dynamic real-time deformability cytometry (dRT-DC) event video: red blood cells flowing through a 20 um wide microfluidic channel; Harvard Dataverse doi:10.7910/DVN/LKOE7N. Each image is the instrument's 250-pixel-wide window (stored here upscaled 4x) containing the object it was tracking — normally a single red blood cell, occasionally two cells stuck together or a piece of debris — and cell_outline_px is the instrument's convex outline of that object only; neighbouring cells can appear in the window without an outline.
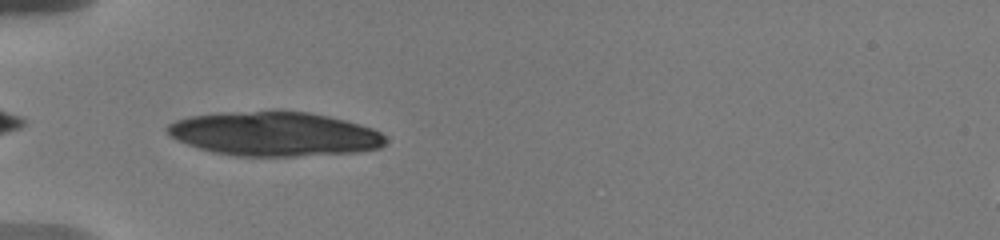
{"species": "human", "species_latin": "Homo sapiens", "temperature_condition": "warm", "stored_images_in_passage": 38, "camera_frame_rate_fps": 3000, "um_per_image_px": 0.085, "donor": {"sex": "male"}, "frame": {"image": 1, "passage_image": 1, "time_ms": 0.0, "image_size_px": [1000, 240], "cell_outline_px": [[384, 144], [380, 148], [360, 152], [296, 156], [236, 156], [212, 152], [176, 140], [164, 128], [168, 124], [176, 120], [192, 116], [256, 112], [308, 112], [344, 120], [372, 128], [380, 132], [384, 136]], "centroid_in_image_um": [23.35, 11.42], "position_along_channel_um": 61.6, "area_um2": 55.26}}
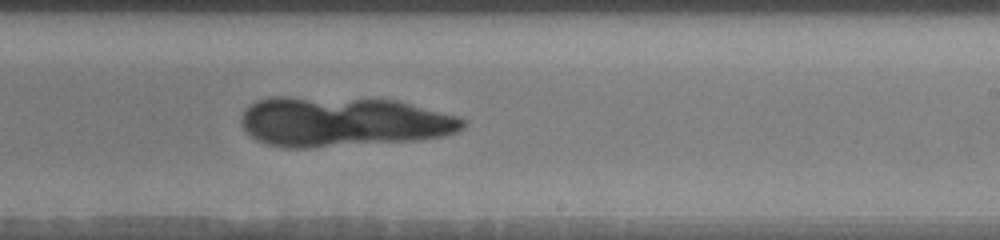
{"frame": {"image": 2, "passage_image": 17, "time_ms": 5.667, "image_size_px": [1000, 240], "cell_outline_px": [[468, 120], [464, 128], [456, 132], [444, 136], [420, 140], [312, 148], [284, 148], [268, 144], [256, 140], [244, 128], [244, 112], [252, 104], [260, 100], [272, 96], [284, 96], [396, 100], [456, 116]], "centroid_in_image_um": [29.2, 10.36], "position_along_channel_um": 259.8, "area_um2": 64.45}}
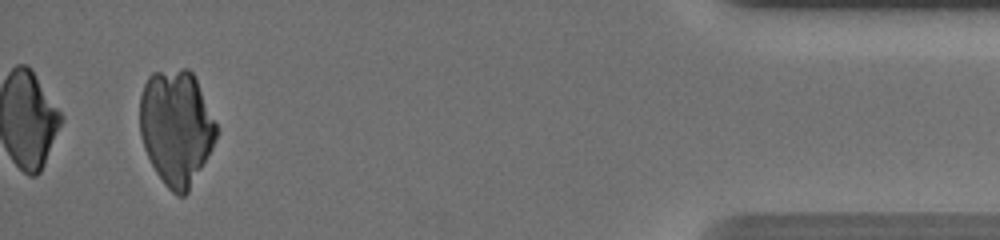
{"frame": {"image": 3, "passage_image": 35, "time_ms": 11.667, "image_size_px": [1000, 240], "cell_outline_px": [[216, 136], [212, 148], [188, 192], [184, 196], [176, 196], [164, 184], [156, 172], [144, 148], [140, 136], [140, 96], [144, 84], [148, 76], [152, 72], [180, 68], [188, 68], [192, 72], [196, 80], [216, 124]], "centroid_in_image_um": [14.95, 10.82], "position_along_channel_um": 420.2, "area_um2": 51.15}}